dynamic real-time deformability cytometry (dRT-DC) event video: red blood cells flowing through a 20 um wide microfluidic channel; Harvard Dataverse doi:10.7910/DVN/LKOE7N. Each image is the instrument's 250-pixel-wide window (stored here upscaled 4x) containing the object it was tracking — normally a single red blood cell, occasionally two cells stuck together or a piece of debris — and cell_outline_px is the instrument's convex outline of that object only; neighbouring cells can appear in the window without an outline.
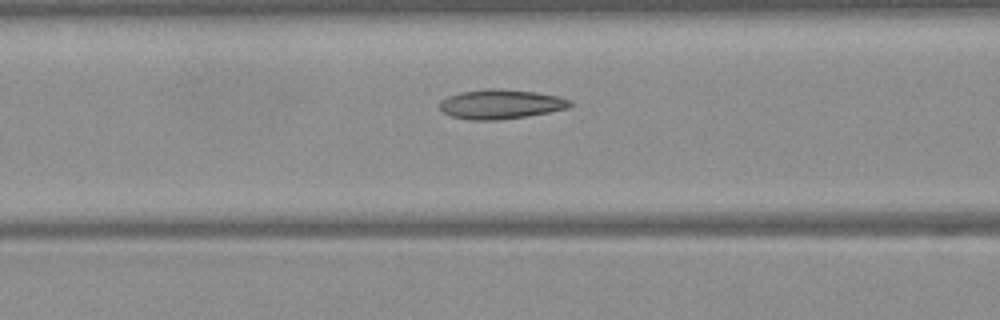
{"species": "Egyptian fruit bat (a non-hibernating species)", "species_latin": "Rousettus aegyptiacus", "temperature_condition": "warm", "stored_images_in_passage": 47, "camera_frame_rate_fps": 3000, "um_per_image_px": 0.085, "frame": {"image": 1, "passage_image": 18, "time_ms": 5.667, "image_size_px": [1000, 320], "cell_outline_px": [[572, 104], [568, 108], [528, 116], [496, 120], [468, 120], [452, 116], [444, 112], [440, 108], [440, 100], [448, 96], [460, 92], [488, 88], [500, 88], [536, 92], [560, 96], [572, 100]], "centroid_in_image_um": [42.58, 8.84], "position_along_channel_um": 124.0, "area_um2": 22.54}}
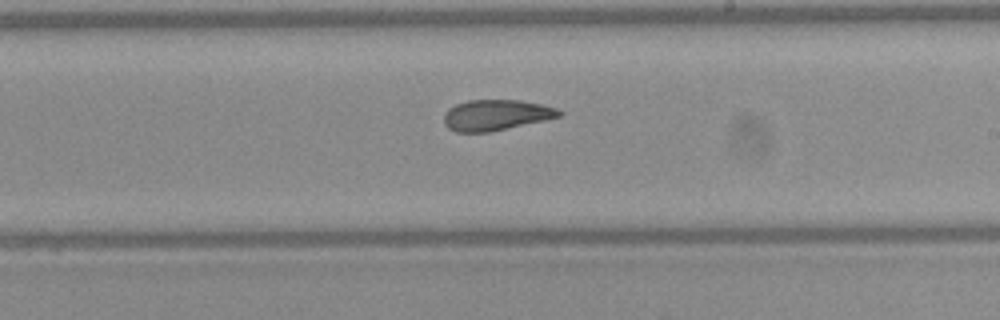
{"frame": {"image": 2, "passage_image": 27, "time_ms": 8.667, "image_size_px": [1000, 320], "cell_outline_px": [[564, 112], [560, 116], [544, 120], [492, 132], [456, 132], [448, 128], [444, 124], [444, 112], [448, 108], [456, 104], [468, 100], [520, 100], [540, 104], [556, 108]], "centroid_in_image_um": [42.13, 9.78], "position_along_channel_um": 246.9, "area_um2": 20.69}}
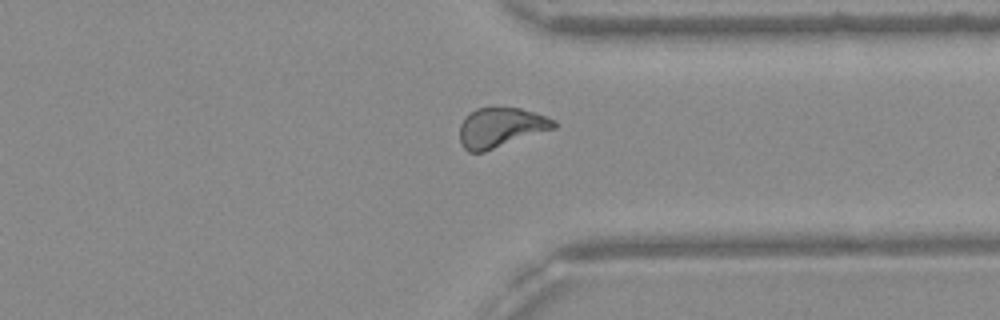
{"frame": {"image": 3, "passage_image": 36, "time_ms": 11.667, "image_size_px": [1000, 320], "cell_outline_px": [[556, 128], [484, 152], [468, 152], [460, 144], [460, 124], [464, 116], [468, 112], [476, 108], [492, 104], [520, 108], [536, 112], [556, 120]], "centroid_in_image_um": [42.54, 10.79], "position_along_channel_um": 368.9, "area_um2": 22.66}, "authors_computed_cell_mechanics": {"area_um2": 21.964, "velocity_mm_per_s": 4.0969, "shape_relaxation_time_tau1_ms": null, "shape_relaxation_time_tau2_ms": 2.5539, "deformation_change_tau1": null, "deformation_change_tau2": 0.0768}}